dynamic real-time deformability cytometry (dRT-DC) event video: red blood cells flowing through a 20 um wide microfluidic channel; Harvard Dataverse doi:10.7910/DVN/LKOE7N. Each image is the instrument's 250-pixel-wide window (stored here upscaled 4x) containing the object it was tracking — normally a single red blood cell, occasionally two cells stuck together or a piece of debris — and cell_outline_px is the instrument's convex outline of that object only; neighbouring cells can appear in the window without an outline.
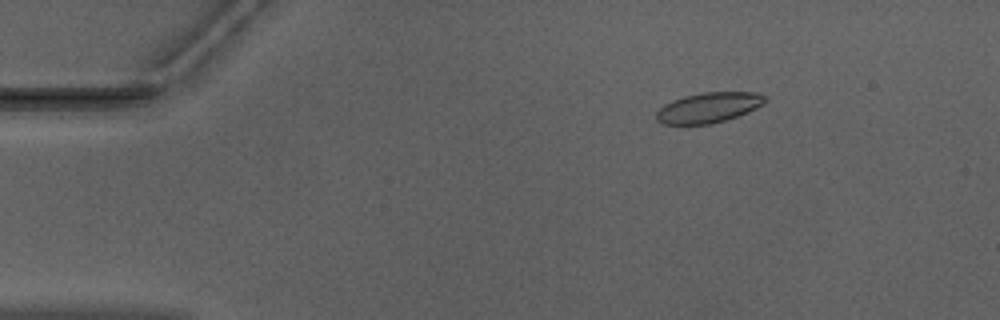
{"species": "Egyptian fruit bat (a non-hibernating species)", "species_latin": "Rousettus aegyptiacus", "temperature_condition": "warm", "stored_images_in_passage": 53, "camera_frame_rate_fps": 3000, "um_per_image_px": 0.085, "animal": {"sex": "male"}, "frame": {"image": 1, "passage_image": 9, "time_ms": 2.667, "image_size_px": [1000, 320], "cell_outline_px": [[764, 104], [748, 112], [712, 124], [664, 124], [656, 120], [656, 112], [664, 104], [672, 100], [684, 96], [704, 92], [756, 92], [764, 96]], "centroid_in_image_um": [60.2, 9.14], "position_along_channel_um": 24.8, "area_um2": 19.02}}
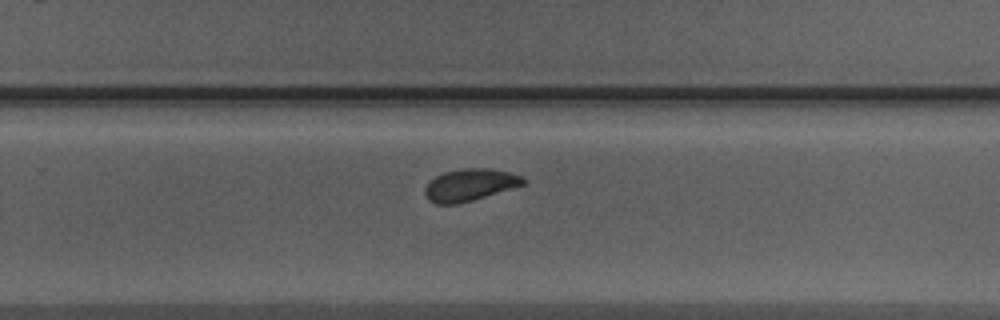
{"frame": {"image": 2, "passage_image": 35, "time_ms": 11.333, "image_size_px": [1000, 320], "cell_outline_px": [[528, 180], [524, 184], [460, 204], [436, 204], [428, 200], [424, 192], [424, 188], [436, 176], [444, 172], [460, 168], [488, 168], [508, 172], [524, 176]], "centroid_in_image_um": [39.94, 15.71], "position_along_channel_um": 289.9, "area_um2": 18.38}}
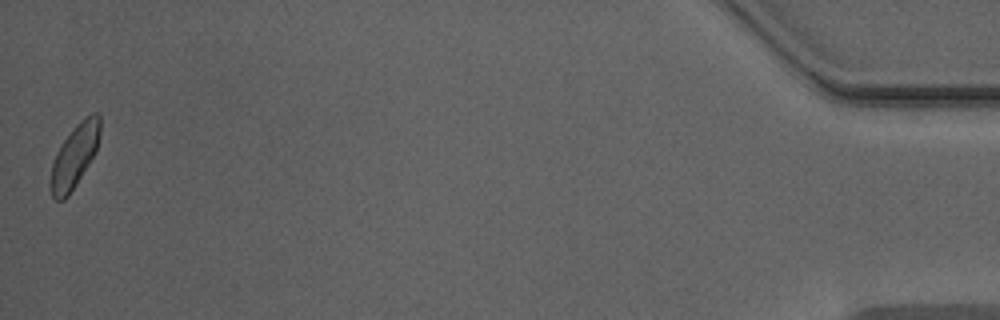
{"frame": {"image": 3, "passage_image": 53, "time_ms": 17.333, "image_size_px": [1000, 320], "cell_outline_px": [[100, 132], [96, 152], [68, 196], [64, 200], [56, 200], [52, 196], [48, 188], [48, 180], [52, 164], [56, 152], [60, 144], [76, 124], [80, 120], [92, 112], [96, 112], [100, 116]], "centroid_in_image_um": [6.3, 13.27], "position_along_channel_um": 428.9, "area_um2": 18.44}, "authors_computed_cell_mechanics": {"area_um2": 19.0162, "velocity_mm_per_s": 3.937, "shape_relaxation_time_tau1_ms": null, "shape_relaxation_time_tau2_ms": 1.5011, "deformation_change_tau1": null, "deformation_change_tau2": 0.06}}